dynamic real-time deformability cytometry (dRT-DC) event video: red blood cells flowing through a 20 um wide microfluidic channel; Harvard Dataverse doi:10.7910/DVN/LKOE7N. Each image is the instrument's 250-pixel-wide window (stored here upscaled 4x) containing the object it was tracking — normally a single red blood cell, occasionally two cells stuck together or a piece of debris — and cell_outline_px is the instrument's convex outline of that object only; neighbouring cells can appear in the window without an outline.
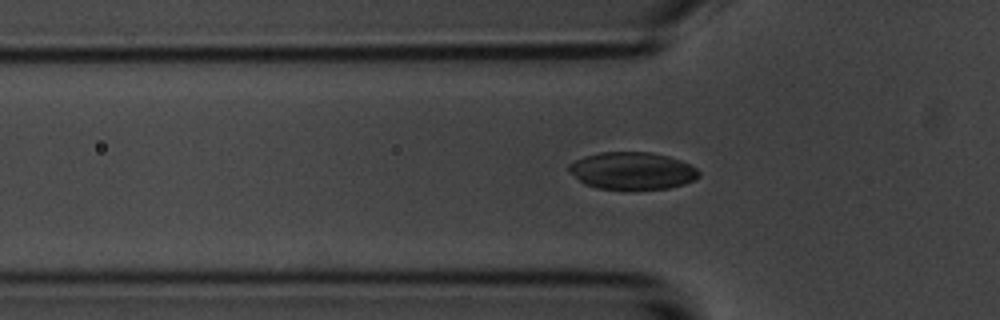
{"species": "common noctule bat (a hibernating species)", "species_latin": "Nyctalus noctula", "temperature_condition": "room temperature", "stored_images_in_passage": 47, "segment_of_instrument_passage": [1, 2], "camera_frame_rate_fps": 3000, "um_per_image_px": 0.085, "animal": {"sex": "male", "body_mass_g": 20.1, "forearm_length_mm": 53.5}, "frame": {"image": 1, "passage_image": 8, "time_ms": 2.333, "image_size_px": [1000, 320], "cell_outline_px": [[700, 176], [684, 184], [668, 188], [596, 188], [584, 184], [568, 172], [568, 164], [584, 156], [600, 152], [652, 152], [668, 156], [680, 160], [696, 168], [700, 172]], "centroid_in_image_um": [53.71, 14.5], "position_along_channel_um": 72.1, "area_um2": 28.03}}
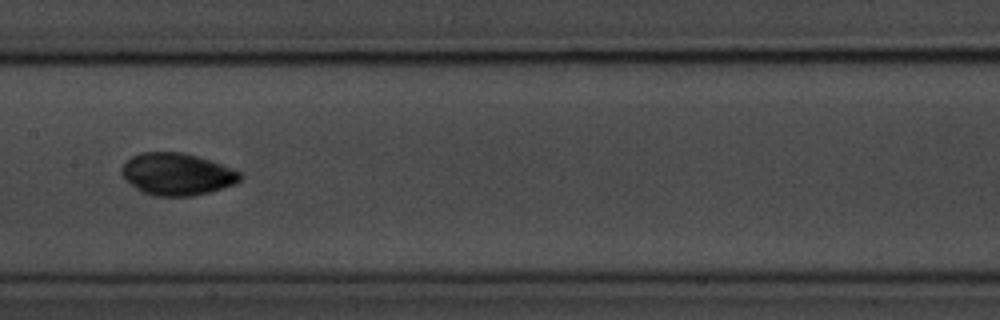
{"frame": {"image": 2, "passage_image": 18, "time_ms": 5.667, "image_size_px": [1000, 320], "cell_outline_px": [[244, 176], [236, 184], [208, 192], [192, 196], [152, 196], [136, 188], [120, 172], [120, 168], [132, 156], [140, 152], [184, 152], [220, 164], [240, 172]], "centroid_in_image_um": [15.05, 14.8], "position_along_channel_um": 192.4, "area_um2": 28.84}}
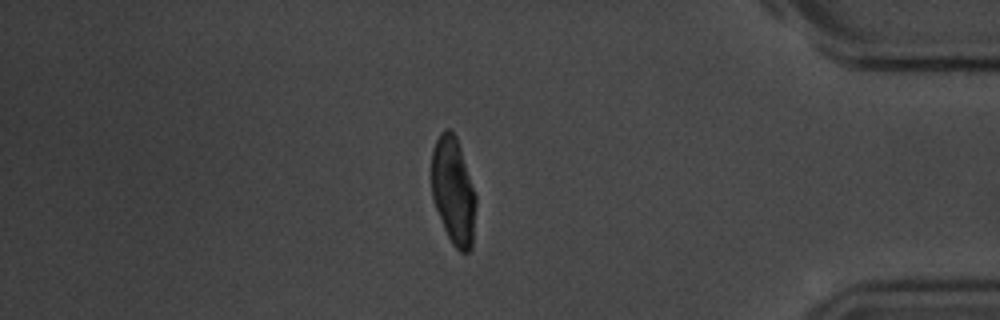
{"frame": {"image": 3, "passage_image": 38, "time_ms": 12.333, "image_size_px": [1000, 320], "cell_outline_px": [[476, 204], [472, 248], [468, 252], [460, 252], [452, 244], [444, 228], [436, 208], [432, 196], [432, 148], [440, 132], [444, 128], [448, 128], [456, 136], [476, 196]], "centroid_in_image_um": [38.53, 16.24], "position_along_channel_um": 396.7, "area_um2": 27.57}}